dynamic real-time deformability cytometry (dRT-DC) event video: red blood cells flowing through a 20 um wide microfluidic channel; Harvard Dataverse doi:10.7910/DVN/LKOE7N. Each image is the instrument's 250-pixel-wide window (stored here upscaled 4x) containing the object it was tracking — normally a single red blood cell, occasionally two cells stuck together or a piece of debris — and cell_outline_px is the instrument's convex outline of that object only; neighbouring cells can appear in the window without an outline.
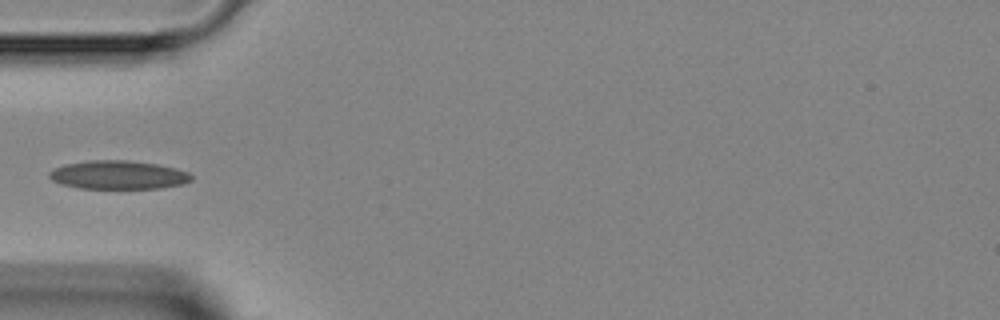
{"species": "Egyptian fruit bat (a non-hibernating species)", "species_latin": "Rousettus aegyptiacus", "temperature_condition": "room temperature", "stored_images_in_passage": 5, "camera_frame_rate_fps": 3000, "um_per_image_px": 0.085, "animal": {"sex": "female"}, "frame": {"image": 1, "passage_image": 4, "time_ms": 3.333, "image_size_px": [1000, 320], "cell_outline_px": [[192, 180], [184, 184], [160, 188], [80, 188], [60, 184], [52, 180], [48, 176], [48, 172], [52, 168], [64, 164], [88, 160], [128, 160], [156, 164], [176, 168], [188, 172], [192, 176]], "centroid_in_image_um": [10.02, 14.86], "position_along_channel_um": 75.0, "area_um2": 23.81}}
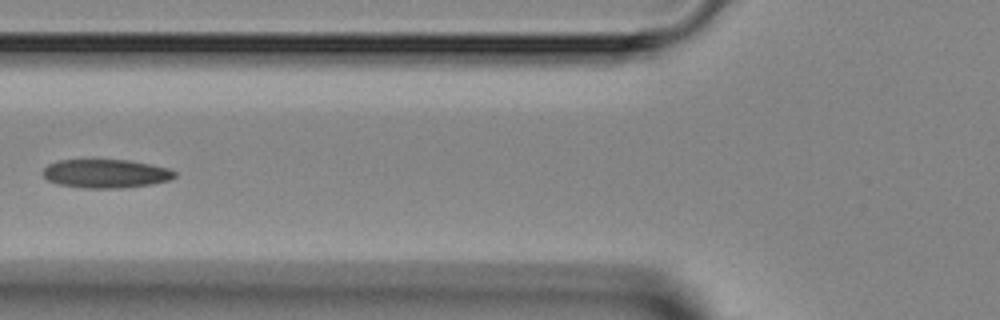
{"frame": {"image": 2, "passage_image": 5, "time_ms": 4.333, "image_size_px": [1000, 320], "cell_outline_px": [[176, 176], [172, 180], [152, 184], [124, 188], [84, 188], [56, 184], [48, 180], [44, 176], [44, 168], [48, 164], [60, 160], [128, 160], [168, 168], [176, 172]], "centroid_in_image_um": [9.01, 14.77], "position_along_channel_um": 116.8, "area_um2": 22.02}}